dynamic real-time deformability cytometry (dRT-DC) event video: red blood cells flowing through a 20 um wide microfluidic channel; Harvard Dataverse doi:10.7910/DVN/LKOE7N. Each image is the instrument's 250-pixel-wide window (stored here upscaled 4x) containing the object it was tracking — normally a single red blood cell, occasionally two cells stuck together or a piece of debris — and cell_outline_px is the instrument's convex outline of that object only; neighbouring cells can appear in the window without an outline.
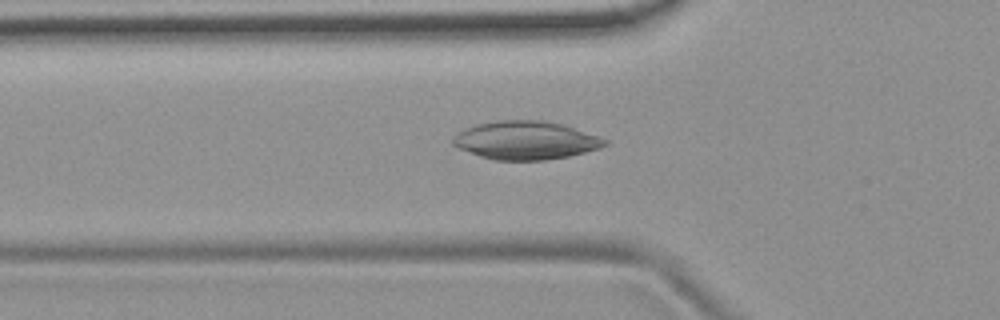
{"species": "common noctule bat (a hibernating species)", "species_latin": "Nyctalus noctula", "temperature_condition": "room temperature", "stored_images_in_passage": 53, "camera_frame_rate_fps": 3000, "um_per_image_px": 0.085, "animal": {"sex": "female", "body_mass_g": 19.9}, "frame": {"image": 1, "passage_image": 18, "time_ms": 5.667, "image_size_px": [1000, 320], "cell_outline_px": [[608, 144], [600, 148], [568, 156], [544, 160], [492, 160], [480, 156], [460, 148], [452, 144], [452, 136], [476, 124], [496, 120], [544, 120], [560, 124], [608, 140]], "centroid_in_image_um": [44.65, 11.93], "position_along_channel_um": 81.1, "area_um2": 33.52}}
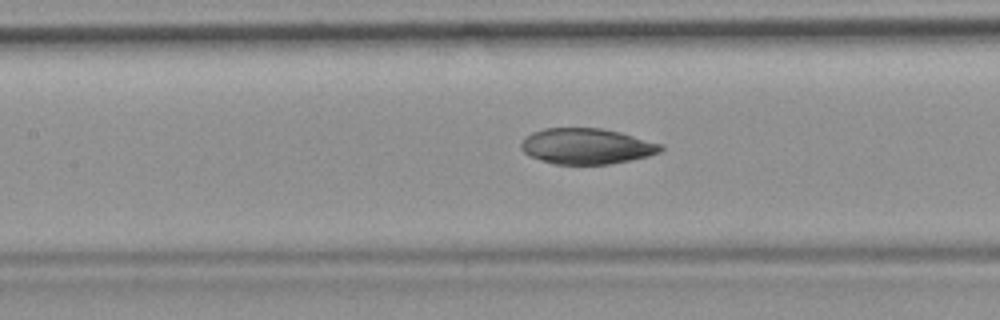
{"frame": {"image": 2, "passage_image": 24, "time_ms": 7.667, "image_size_px": [1000, 320], "cell_outline_px": [[664, 148], [660, 152], [648, 156], [608, 164], [556, 164], [540, 160], [524, 152], [520, 148], [520, 144], [532, 132], [544, 128], [600, 128], [620, 132], [664, 144]], "centroid_in_image_um": [49.89, 12.42], "position_along_channel_um": 157.5, "area_um2": 28.96}}
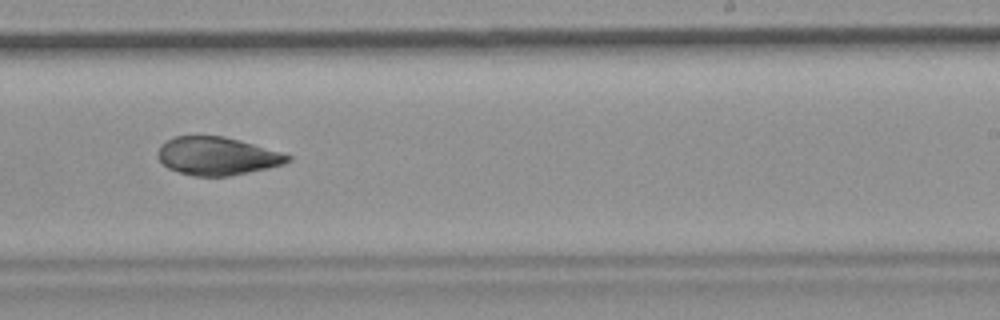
{"frame": {"image": 3, "passage_image": 33, "time_ms": 10.667, "image_size_px": [1000, 320], "cell_outline_px": [[292, 160], [284, 164], [268, 168], [228, 176], [192, 176], [168, 168], [156, 156], [156, 152], [160, 144], [176, 136], [224, 136], [280, 152], [292, 156]], "centroid_in_image_um": [18.43, 13.27], "position_along_channel_um": 270.6, "area_um2": 28.67}}